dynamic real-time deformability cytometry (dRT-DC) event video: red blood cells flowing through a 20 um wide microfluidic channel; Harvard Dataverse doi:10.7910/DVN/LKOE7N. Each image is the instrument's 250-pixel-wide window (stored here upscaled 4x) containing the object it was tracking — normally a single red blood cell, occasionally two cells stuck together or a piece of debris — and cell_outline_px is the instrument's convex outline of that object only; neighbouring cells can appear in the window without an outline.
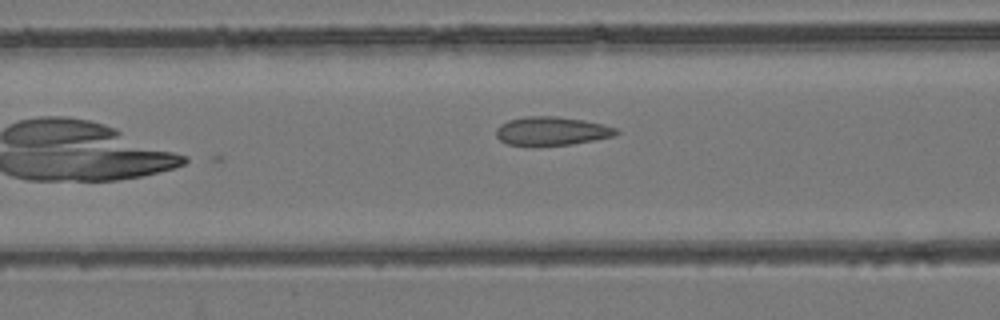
{"species": "common noctule bat (a hibernating species)", "species_latin": "Nyctalus noctula", "temperature_condition": "room temperature", "stored_images_in_passage": 24, "camera_frame_rate_fps": 3000, "um_per_image_px": 0.085, "animal": {"sex": "female", "body_mass_g": 24.6, "forearm_length_mm": 56.2}, "frame": {"image": 1, "passage_image": 24, "time_ms": 7.667, "image_size_px": [1000, 320], "cell_outline_px": [[620, 132], [612, 136], [572, 144], [508, 144], [500, 140], [496, 136], [496, 128], [500, 124], [508, 120], [524, 116], [556, 116], [584, 120], [604, 124], [616, 128]], "centroid_in_image_um": [46.89, 11.11], "position_along_channel_um": 119.7, "area_um2": 19.65}}